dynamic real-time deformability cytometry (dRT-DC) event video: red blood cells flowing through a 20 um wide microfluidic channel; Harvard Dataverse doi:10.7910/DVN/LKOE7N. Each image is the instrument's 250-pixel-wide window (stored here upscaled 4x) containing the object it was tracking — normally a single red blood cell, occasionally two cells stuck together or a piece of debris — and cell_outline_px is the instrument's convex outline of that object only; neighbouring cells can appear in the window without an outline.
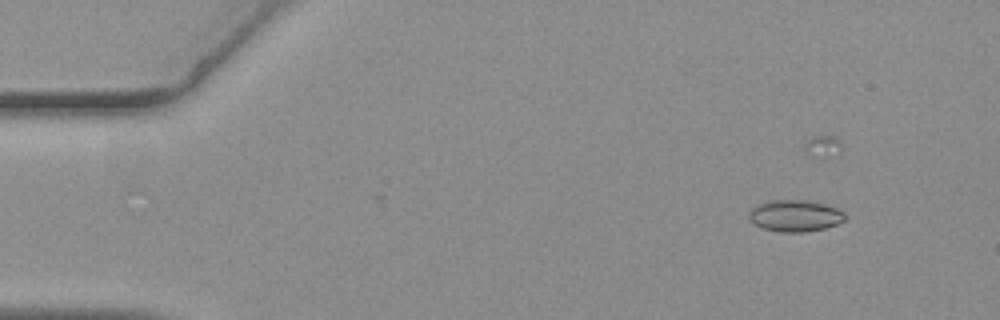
{"species": "common noctule bat (a hibernating species)", "species_latin": "Nyctalus noctula", "temperature_condition": "warm", "stored_images_in_passage": 22, "camera_frame_rate_fps": 3000, "um_per_image_px": 0.085, "animal": {"sex": "female", "body_mass_g": 19.3, "forearm_length_mm": 54.1}, "frame": {"image": 1, "passage_image": 7, "time_ms": 2.0, "image_size_px": [1000, 320], "cell_outline_px": [[844, 220], [836, 224], [824, 228], [804, 232], [780, 232], [764, 228], [756, 224], [748, 216], [748, 212], [756, 204], [768, 200], [804, 200], [824, 204], [836, 208], [844, 212]], "centroid_in_image_um": [67.55, 18.33], "position_along_channel_um": 17.5, "area_um2": 17.51}}
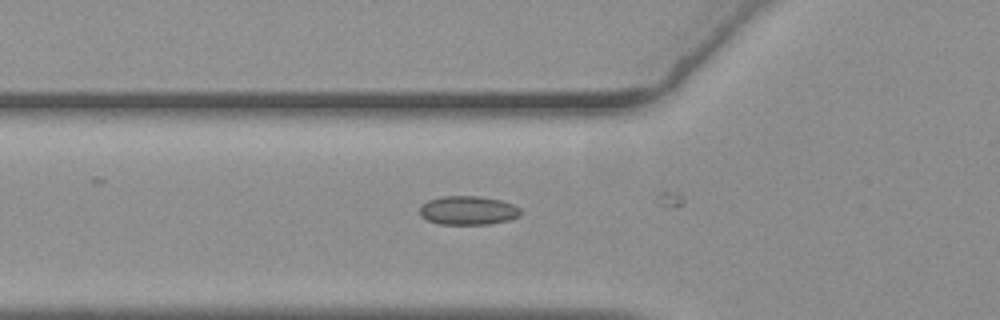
{"frame": {"image": 2, "passage_image": 21, "time_ms": 6.667, "image_size_px": [1000, 320], "cell_outline_px": [[520, 216], [508, 220], [488, 224], [440, 224], [428, 220], [420, 216], [420, 208], [428, 200], [444, 196], [480, 196], [500, 200], [512, 204], [520, 208]], "centroid_in_image_um": [39.79, 17.88], "position_along_channel_um": 86.0, "area_um2": 16.82}}